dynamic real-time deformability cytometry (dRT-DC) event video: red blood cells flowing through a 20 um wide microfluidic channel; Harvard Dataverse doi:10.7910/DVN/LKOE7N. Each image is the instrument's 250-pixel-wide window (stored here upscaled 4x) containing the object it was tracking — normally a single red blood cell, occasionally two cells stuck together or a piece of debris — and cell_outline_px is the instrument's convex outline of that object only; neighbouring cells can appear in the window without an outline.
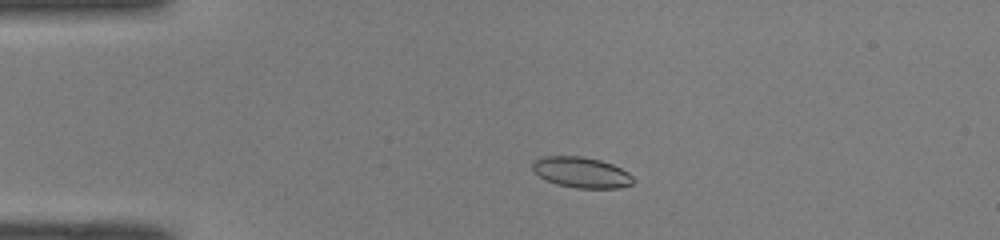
{"species": "common noctule bat (a hibernating species)", "species_latin": "Nyctalus noctula", "temperature_condition": "room temperature", "stored_images_in_passage": 47, "camera_frame_rate_fps": 3000, "um_per_image_px": 0.085, "animal": {"sex": "male", "body_mass_g": 19.0, "forearm_length_mm": 50.8}, "frame": {"image": 1, "passage_image": 8, "time_ms": 2.333, "image_size_px": [1000, 240], "cell_outline_px": [[636, 180], [632, 184], [620, 188], [576, 188], [556, 184], [532, 172], [532, 160], [540, 156], [580, 156], [600, 160], [612, 164], [628, 172]], "centroid_in_image_um": [49.4, 14.65], "position_along_channel_um": 35.6, "area_um2": 18.21}}
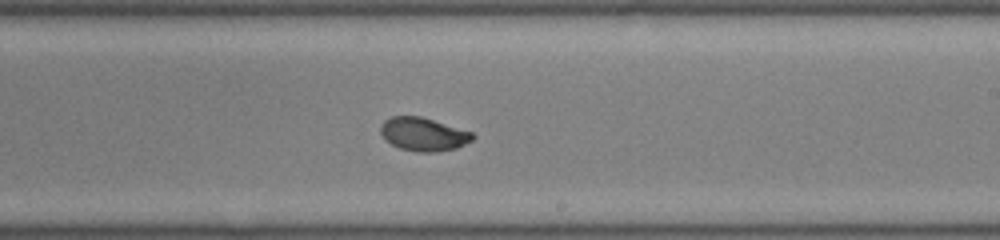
{"frame": {"image": 2, "passage_image": 27, "time_ms": 8.667, "image_size_px": [1000, 240], "cell_outline_px": [[476, 136], [472, 140], [456, 148], [436, 152], [420, 152], [400, 148], [384, 140], [380, 132], [380, 128], [384, 120], [392, 116], [420, 116], [472, 132]], "centroid_in_image_um": [35.97, 11.41], "position_along_channel_um": 253.0, "area_um2": 17.8}}
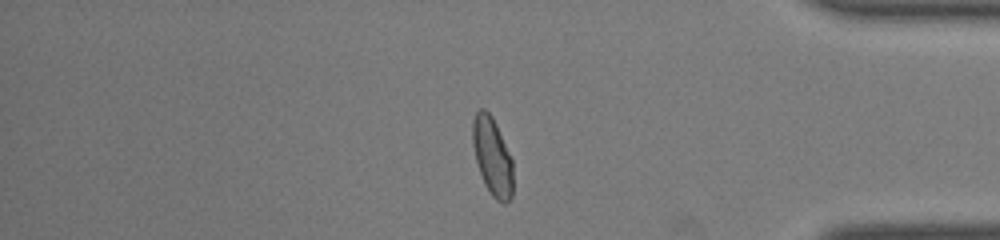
{"frame": {"image": 3, "passage_image": 39, "time_ms": 12.667, "image_size_px": [1000, 240], "cell_outline_px": [[512, 196], [504, 204], [496, 200], [492, 196], [484, 184], [476, 160], [472, 144], [472, 120], [476, 112], [480, 108], [484, 108], [492, 116], [496, 124], [512, 160]], "centroid_in_image_um": [41.83, 13.29], "position_along_channel_um": 393.4, "area_um2": 18.26}, "authors_computed_cell_mechanics": {"area_um2": 17.9758, "velocity_mm_per_s": 4.0979, "shape_relaxation_time_tau1_ms": 3.1614, "shape_relaxation_time_tau2_ms": 0.9291, "deformation_change_tau1": 0.1373, "deformation_change_tau2": 0.0389}}